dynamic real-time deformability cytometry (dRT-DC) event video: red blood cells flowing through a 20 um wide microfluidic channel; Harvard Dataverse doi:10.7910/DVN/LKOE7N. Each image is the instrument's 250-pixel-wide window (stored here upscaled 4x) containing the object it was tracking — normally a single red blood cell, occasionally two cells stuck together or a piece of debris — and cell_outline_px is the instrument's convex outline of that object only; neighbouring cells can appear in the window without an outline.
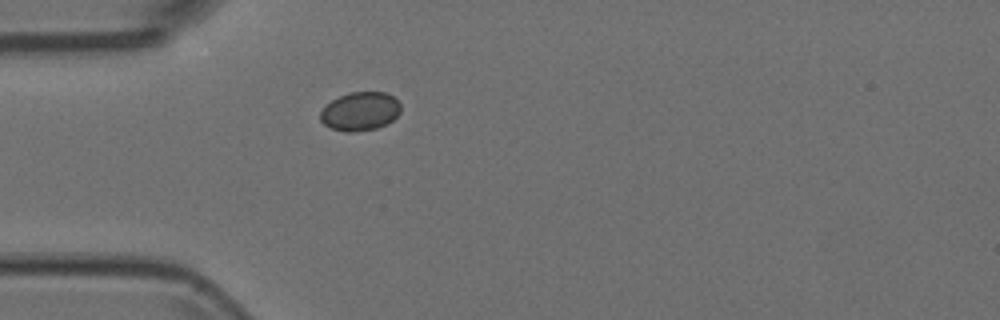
{"species": "Egyptian fruit bat (a non-hibernating species)", "species_latin": "Rousettus aegyptiacus", "temperature_condition": "room temperature", "stored_images_in_passage": 1, "camera_frame_rate_fps": 3000, "um_per_image_px": 0.085, "animal": {"sex": "female"}, "frame": {"image": 1, "passage_image": 1, "time_ms": 0.0, "image_size_px": [1000, 320], "cell_outline_px": [[400, 112], [392, 120], [376, 128], [352, 132], [344, 132], [332, 128], [324, 124], [320, 120], [320, 112], [332, 100], [348, 92], [384, 92], [392, 96], [400, 104]], "centroid_in_image_um": [30.6, 9.46], "position_along_channel_um": 54.4, "area_um2": 17.86}}